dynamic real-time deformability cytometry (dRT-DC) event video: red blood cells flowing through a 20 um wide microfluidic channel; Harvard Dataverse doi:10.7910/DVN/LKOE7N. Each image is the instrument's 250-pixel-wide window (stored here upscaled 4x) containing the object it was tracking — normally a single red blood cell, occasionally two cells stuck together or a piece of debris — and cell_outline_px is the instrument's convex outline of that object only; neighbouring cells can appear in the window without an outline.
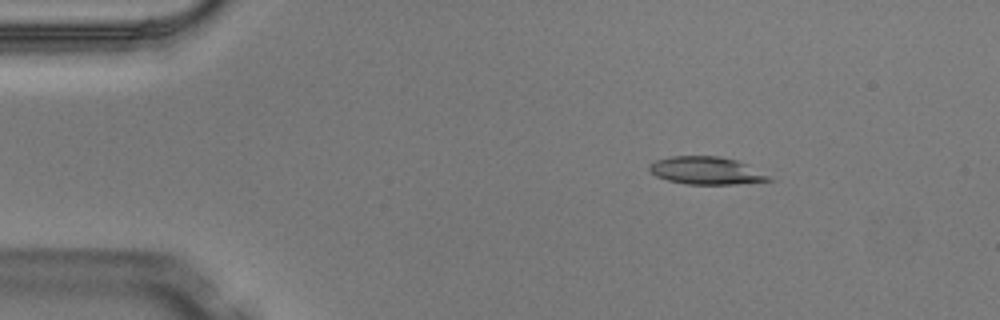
{"species": "Egyptian fruit bat (a non-hibernating species)", "species_latin": "Rousettus aegyptiacus", "temperature_condition": "warm", "stored_images_in_passage": 3, "camera_frame_rate_fps": 3000, "um_per_image_px": 0.085, "animal": {"sex": "male"}, "frame": {"image": 1, "passage_image": 2, "time_ms": 0.333, "image_size_px": [1000, 320], "cell_outline_px": [[776, 180], [736, 184], [684, 184], [668, 180], [656, 176], [648, 168], [648, 164], [656, 160], [672, 156], [720, 156], [736, 160]], "centroid_in_image_um": [59.98, 14.5], "position_along_channel_um": 25.0, "area_um2": 19.02}}
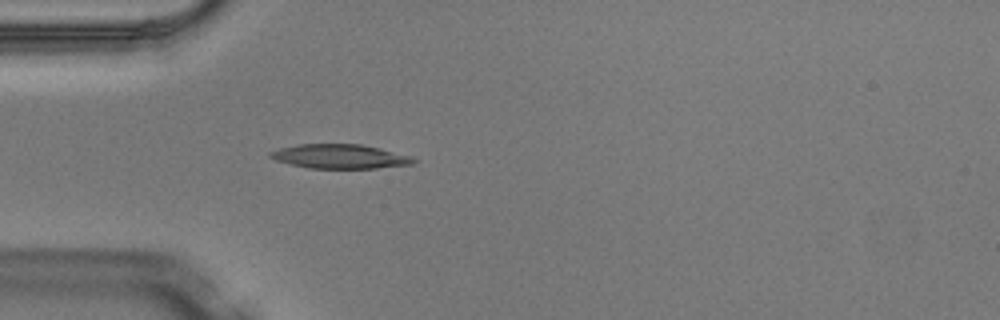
{"frame": {"image": 2, "passage_image": 3, "time_ms": 0.667, "image_size_px": [1000, 320], "cell_outline_px": [[416, 160], [412, 164], [376, 168], [308, 168], [276, 160], [268, 156], [268, 152], [280, 148], [296, 144], [360, 144], [380, 148], [412, 156]], "centroid_in_image_um": [28.88, 13.29], "position_along_channel_um": 56.1, "area_um2": 20.17}}